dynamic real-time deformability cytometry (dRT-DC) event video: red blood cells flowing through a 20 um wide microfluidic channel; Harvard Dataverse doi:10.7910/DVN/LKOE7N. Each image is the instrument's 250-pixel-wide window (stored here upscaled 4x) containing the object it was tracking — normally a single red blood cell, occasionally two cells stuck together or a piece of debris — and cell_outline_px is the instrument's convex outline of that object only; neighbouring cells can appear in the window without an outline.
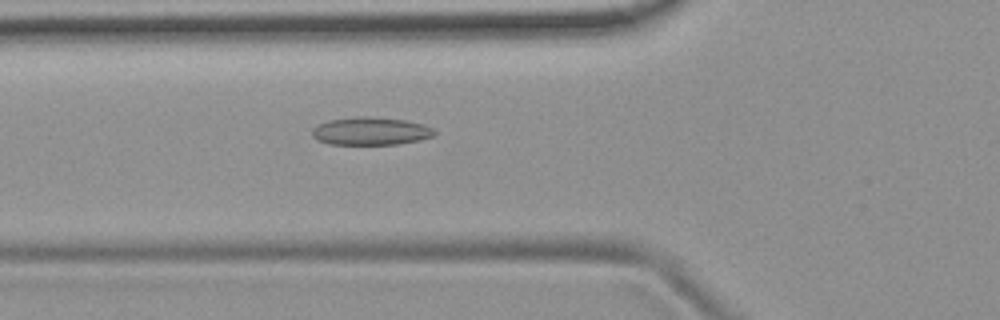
{"species": "common noctule bat (a hibernating species)", "species_latin": "Nyctalus noctula", "temperature_condition": "room temperature", "stored_images_in_passage": 53, "camera_frame_rate_fps": 3000, "um_per_image_px": 0.085, "animal": {"sex": "female", "body_mass_g": 19.9}, "frame": {"image": 1, "passage_image": 19, "time_ms": 6.0, "image_size_px": [1000, 320], "cell_outline_px": [[436, 132], [432, 136], [420, 140], [400, 144], [328, 144], [316, 140], [312, 136], [312, 128], [328, 120], [356, 116], [368, 116], [404, 120], [424, 124], [432, 128]], "centroid_in_image_um": [31.49, 11.14], "position_along_channel_um": 94.3, "area_um2": 19.94}}
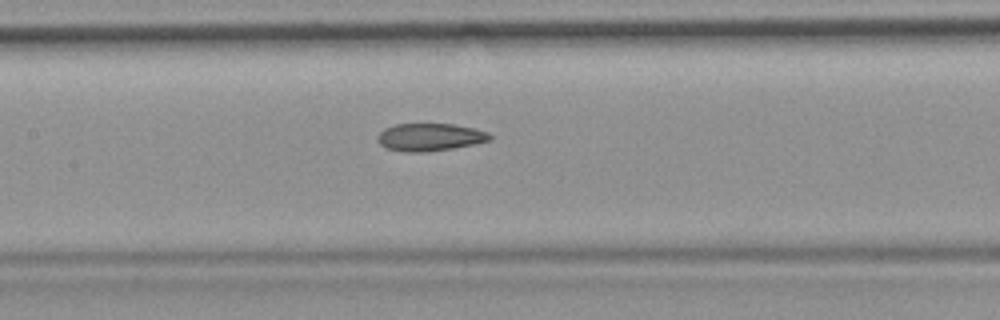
{"frame": {"image": 2, "passage_image": 25, "time_ms": 8.0, "image_size_px": [1000, 320], "cell_outline_px": [[492, 140], [476, 144], [452, 148], [424, 152], [404, 152], [384, 148], [376, 140], [376, 136], [384, 128], [396, 124], [452, 124], [472, 128], [488, 132], [492, 136]], "centroid_in_image_um": [36.51, 11.66], "position_along_channel_um": 170.9, "area_um2": 18.21}}
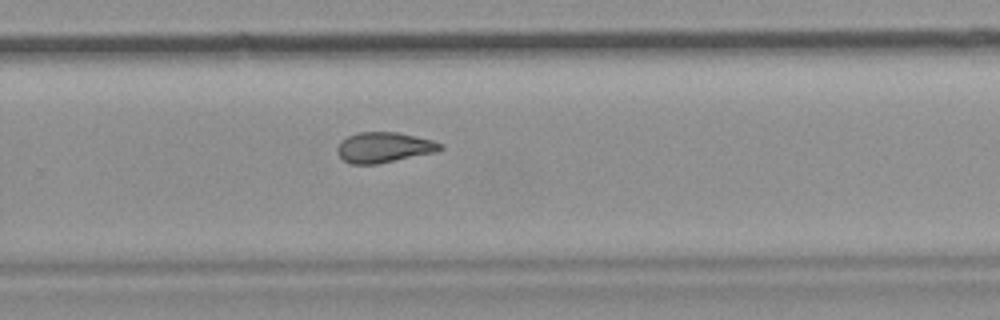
{"frame": {"image": 3, "passage_image": 35, "time_ms": 11.333, "image_size_px": [1000, 320], "cell_outline_px": [[444, 148], [436, 152], [376, 164], [352, 164], [344, 160], [336, 152], [336, 148], [340, 140], [356, 132], [396, 132], [432, 140], [444, 144]], "centroid_in_image_um": [32.62, 12.52], "position_along_channel_um": 297.2, "area_um2": 18.26}, "authors_computed_cell_mechanics": {"area_um2": 19.0162, "velocity_mm_per_s": 3.8137, "shape_relaxation_time_tau1_ms": null, "shape_relaxation_time_tau2_ms": 3.0923, "deformation_change_tau1": null, "deformation_change_tau2": 0.1019}}